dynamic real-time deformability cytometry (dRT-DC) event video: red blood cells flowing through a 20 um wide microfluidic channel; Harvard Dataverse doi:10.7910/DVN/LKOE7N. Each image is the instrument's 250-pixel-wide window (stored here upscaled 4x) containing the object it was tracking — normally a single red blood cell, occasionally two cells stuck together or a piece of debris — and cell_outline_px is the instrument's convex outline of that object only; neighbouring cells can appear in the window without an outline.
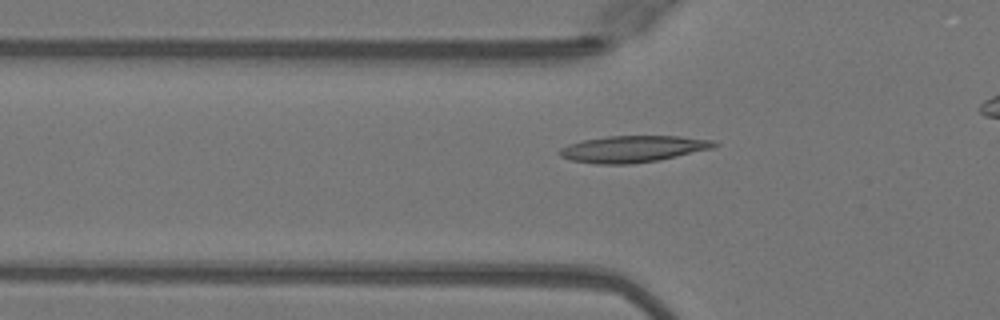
{"species": "Egyptian fruit bat (a non-hibernating species)", "species_latin": "Rousettus aegyptiacus", "temperature_condition": "warm", "stored_images_in_passage": 30, "camera_frame_rate_fps": 3000, "um_per_image_px": 0.085, "animal": {"sex": "female"}, "frame": {"image": 1, "passage_image": 3, "time_ms": 0.667, "image_size_px": [1000, 320], "cell_outline_px": [[720, 144], [712, 148], [660, 160], [632, 164], [596, 164], [572, 160], [560, 156], [560, 148], [568, 144], [584, 140], [608, 136], [680, 136], [712, 140]], "centroid_in_image_um": [53.81, 12.66], "position_along_channel_um": 72.0, "area_um2": 23.87}}
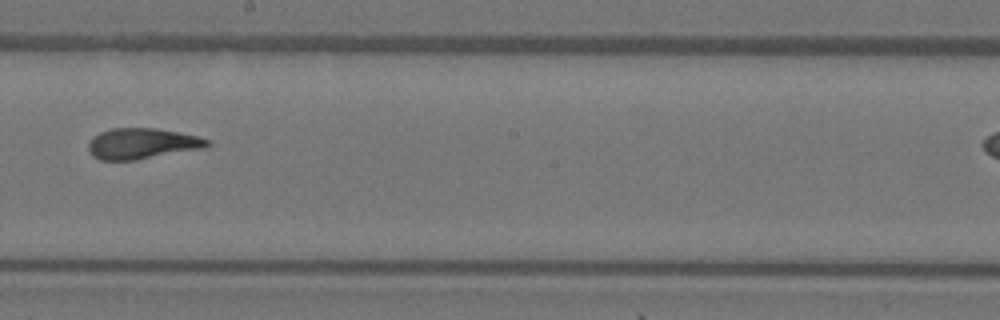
{"frame": {"image": 2, "passage_image": 15, "time_ms": 4.667, "image_size_px": [1000, 320], "cell_outline_px": [[212, 144], [208, 148], [136, 160], [100, 160], [92, 156], [88, 152], [88, 144], [92, 136], [100, 132], [112, 128], [156, 128], [196, 136], [212, 140]], "centroid_in_image_um": [12.1, 12.21], "position_along_channel_um": 236.1, "area_um2": 21.68}}
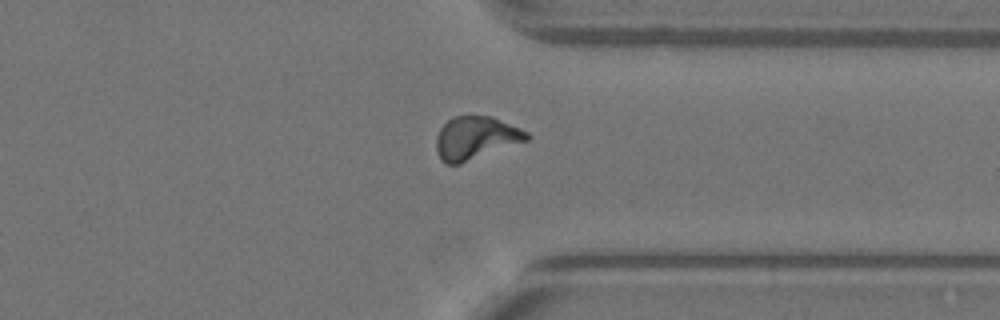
{"frame": {"image": 3, "passage_image": 25, "time_ms": 8.0, "image_size_px": [1000, 320], "cell_outline_px": [[532, 136], [528, 140], [460, 164], [448, 164], [440, 160], [436, 148], [436, 136], [440, 128], [452, 116], [492, 116], [520, 128], [528, 132]], "centroid_in_image_um": [40.43, 11.72], "position_along_channel_um": 371.0, "area_um2": 22.72}}